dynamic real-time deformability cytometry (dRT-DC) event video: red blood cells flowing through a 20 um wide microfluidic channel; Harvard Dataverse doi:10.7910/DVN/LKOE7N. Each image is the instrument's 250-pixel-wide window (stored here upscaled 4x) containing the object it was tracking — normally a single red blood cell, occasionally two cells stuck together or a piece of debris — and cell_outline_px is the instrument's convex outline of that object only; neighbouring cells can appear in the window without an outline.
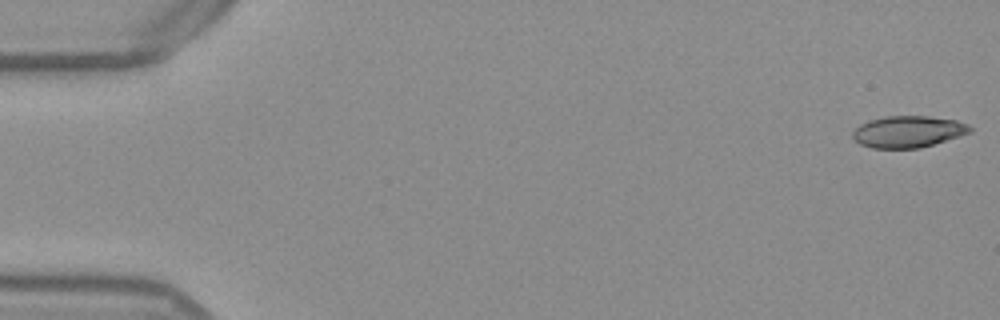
{"species": "Egyptian fruit bat (a non-hibernating species)", "species_latin": "Rousettus aegyptiacus", "temperature_condition": "warm", "stored_images_in_passage": 53, "camera_frame_rate_fps": 3000, "um_per_image_px": 0.085, "frame": {"image": 1, "passage_image": 1, "time_ms": 0.0, "image_size_px": [1000, 320], "cell_outline_px": [[972, 132], [920, 148], [872, 148], [860, 144], [852, 140], [852, 132], [860, 124], [868, 120], [884, 116], [928, 116], [956, 120], [968, 124], [972, 128]], "centroid_in_image_um": [77.16, 11.19], "position_along_channel_um": 7.8, "area_um2": 21.73}}
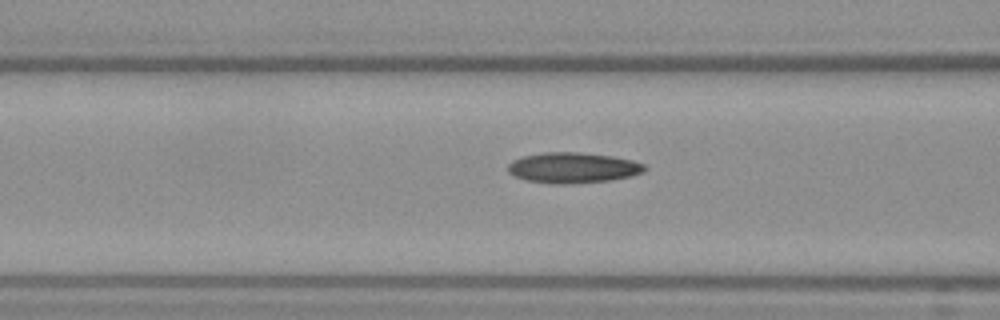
{"frame": {"image": 2, "passage_image": 21, "time_ms": 6.667, "image_size_px": [1000, 320], "cell_outline_px": [[648, 168], [644, 172], [632, 176], [608, 180], [568, 184], [556, 184], [524, 180], [508, 172], [508, 164], [512, 160], [520, 156], [544, 152], [576, 152], [612, 156], [632, 160], [644, 164]], "centroid_in_image_um": [48.69, 14.25], "position_along_channel_um": 117.9, "area_um2": 24.45}}
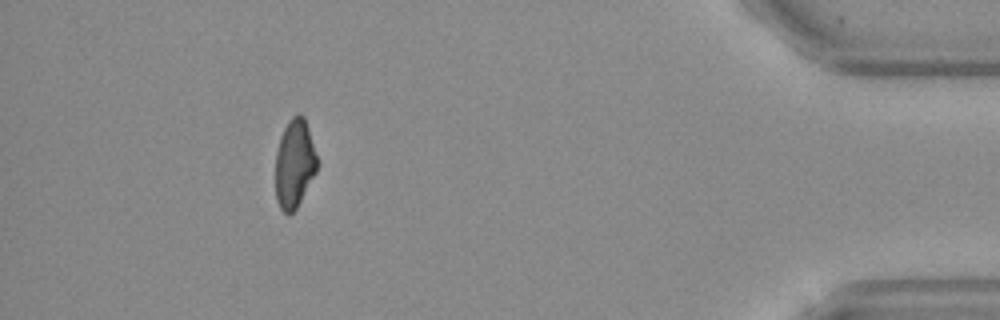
{"frame": {"image": 3, "passage_image": 48, "time_ms": 15.667, "image_size_px": [1000, 320], "cell_outline_px": [[316, 172], [296, 208], [288, 216], [280, 208], [276, 200], [276, 152], [280, 136], [288, 120], [296, 112], [300, 112], [304, 116], [308, 128], [316, 156]], "centroid_in_image_um": [25.01, 13.88], "position_along_channel_um": 410.2, "area_um2": 21.33}, "authors_computed_cell_mechanics": {"area_um2": 22.7154, "velocity_mm_per_s": 3.8734, "shape_relaxation_time_tau1_ms": null, "shape_relaxation_time_tau2_ms": 4.44, "deformation_change_tau1": null, "deformation_change_tau2": 0.1248}}